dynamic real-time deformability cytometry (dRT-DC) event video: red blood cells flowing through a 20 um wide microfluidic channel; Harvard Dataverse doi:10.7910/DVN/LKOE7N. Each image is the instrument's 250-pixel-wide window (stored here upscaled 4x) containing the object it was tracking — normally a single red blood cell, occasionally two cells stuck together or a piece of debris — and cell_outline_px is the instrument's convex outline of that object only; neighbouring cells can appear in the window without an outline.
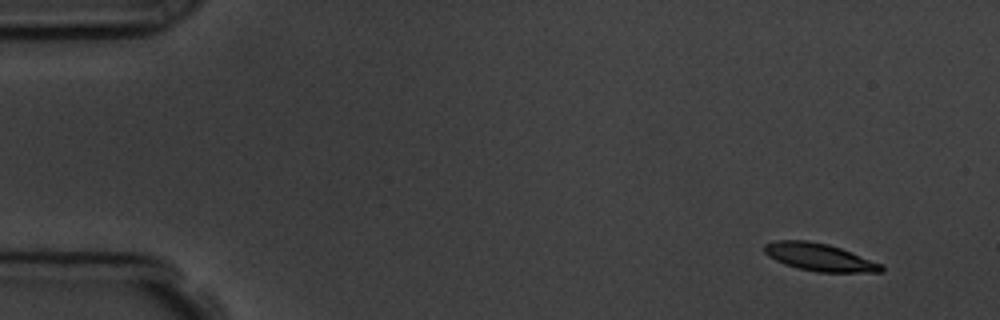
{"species": "common noctule bat (a hibernating species)", "species_latin": "Nyctalus noctula", "temperature_condition": "room temperature", "stored_images_in_passage": 4, "camera_frame_rate_fps": 3000, "um_per_image_px": 0.085, "animal": {"sex": "male", "body_mass_g": 19.5, "forearm_length_mm": 54.6}, "frame": {"image": 1, "passage_image": 1, "time_ms": 0.0, "image_size_px": [1000, 320], "cell_outline_px": [[884, 272], [816, 272], [784, 264], [768, 256], [764, 252], [764, 244], [776, 240], [808, 240], [828, 244], [840, 248], [880, 264], [884, 268]], "centroid_in_image_um": [69.6, 21.85], "position_along_channel_um": 15.4, "area_um2": 18.55}}